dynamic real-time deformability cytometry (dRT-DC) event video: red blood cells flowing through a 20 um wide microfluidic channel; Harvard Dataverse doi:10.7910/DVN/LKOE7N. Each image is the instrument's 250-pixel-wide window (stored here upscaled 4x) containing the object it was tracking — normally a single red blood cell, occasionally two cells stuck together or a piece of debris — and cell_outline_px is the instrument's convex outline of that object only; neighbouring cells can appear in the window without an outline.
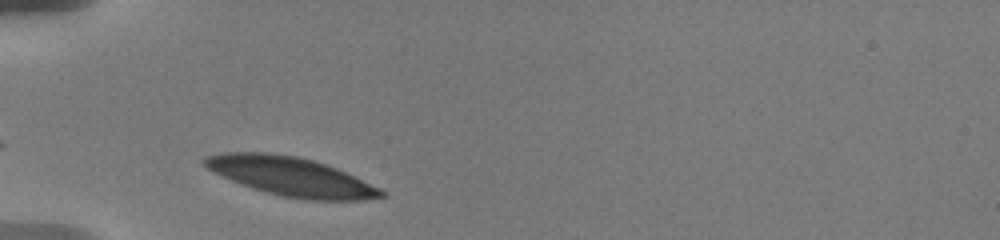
{"species": "human", "species_latin": "Homo sapiens", "temperature_condition": "warm", "stored_images_in_passage": 24, "camera_frame_rate_fps": 3000, "um_per_image_px": 0.085, "donor": {"sex": "male"}, "frame": {"image": 1, "passage_image": 2, "time_ms": 0.667, "image_size_px": [1000, 240], "cell_outline_px": [[384, 196], [364, 200], [308, 200], [284, 196], [252, 188], [240, 184], [208, 168], [200, 160], [204, 156], [220, 152], [268, 152], [296, 156], [312, 160], [336, 168], [380, 188], [384, 192]], "centroid_in_image_um": [24.7, 14.99], "position_along_channel_um": 60.3, "area_um2": 39.54}}
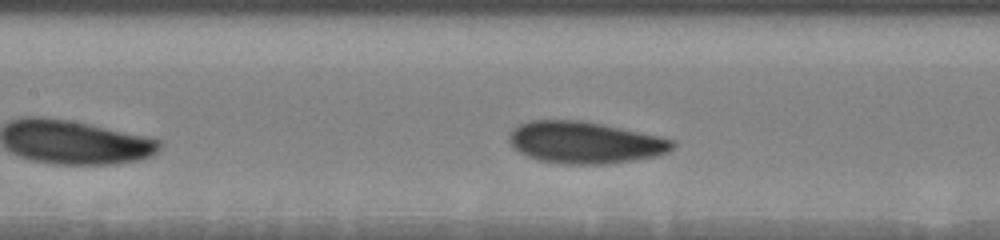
{"frame": {"image": 2, "passage_image": 9, "time_ms": 3.667, "image_size_px": [1000, 240], "cell_outline_px": [[676, 144], [668, 152], [656, 156], [632, 160], [604, 164], [560, 164], [540, 160], [528, 156], [512, 148], [508, 140], [508, 132], [512, 128], [520, 124], [532, 120], [584, 120], [660, 136], [676, 140]], "centroid_in_image_um": [49.69, 12.1], "position_along_channel_um": 157.7, "area_um2": 40.11}}
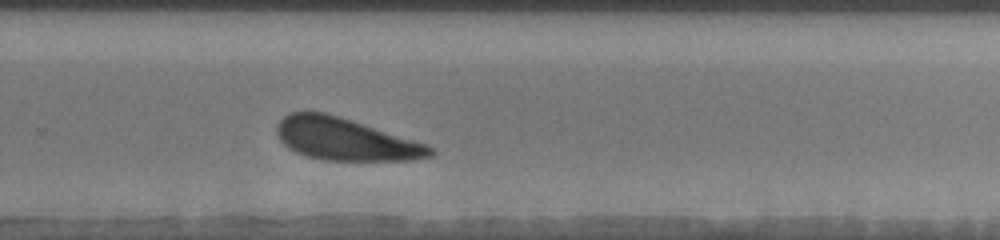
{"frame": {"image": 3, "passage_image": 18, "time_ms": 7.667, "image_size_px": [1000, 240], "cell_outline_px": [[436, 152], [432, 156], [412, 160], [324, 160], [304, 156], [288, 148], [280, 140], [276, 132], [276, 124], [288, 112], [328, 112], [436, 148]], "centroid_in_image_um": [29.31, 11.83], "position_along_channel_um": 300.5, "area_um2": 37.63}, "authors_computed_cell_mechanics": {"area_um2": 39.6508, "velocity_mm_per_s": 3.5727, "shape_relaxation_time_tau1_ms": 2.4483, "shape_relaxation_time_tau2_ms": null, "deformation_change_tau1": 0.0995, "deformation_change_tau2": null}}